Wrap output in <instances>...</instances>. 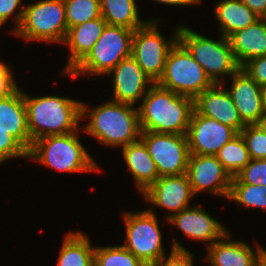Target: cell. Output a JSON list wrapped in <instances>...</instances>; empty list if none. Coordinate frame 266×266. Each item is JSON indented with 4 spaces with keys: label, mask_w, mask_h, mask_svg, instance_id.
<instances>
[{
    "label": "cell",
    "mask_w": 266,
    "mask_h": 266,
    "mask_svg": "<svg viewBox=\"0 0 266 266\" xmlns=\"http://www.w3.org/2000/svg\"><path fill=\"white\" fill-rule=\"evenodd\" d=\"M194 99L154 83L138 108L141 131L187 134Z\"/></svg>",
    "instance_id": "obj_1"
},
{
    "label": "cell",
    "mask_w": 266,
    "mask_h": 266,
    "mask_svg": "<svg viewBox=\"0 0 266 266\" xmlns=\"http://www.w3.org/2000/svg\"><path fill=\"white\" fill-rule=\"evenodd\" d=\"M86 115L90 122L84 132L103 145L124 147L140 139L139 111L132 104L111 100L90 110L81 102V119Z\"/></svg>",
    "instance_id": "obj_2"
},
{
    "label": "cell",
    "mask_w": 266,
    "mask_h": 266,
    "mask_svg": "<svg viewBox=\"0 0 266 266\" xmlns=\"http://www.w3.org/2000/svg\"><path fill=\"white\" fill-rule=\"evenodd\" d=\"M28 129L33 141L50 135H63L79 130L81 101L59 96L32 98L24 93Z\"/></svg>",
    "instance_id": "obj_3"
},
{
    "label": "cell",
    "mask_w": 266,
    "mask_h": 266,
    "mask_svg": "<svg viewBox=\"0 0 266 266\" xmlns=\"http://www.w3.org/2000/svg\"><path fill=\"white\" fill-rule=\"evenodd\" d=\"M14 19L13 33L29 42L63 44L68 31L64 0H41L26 5Z\"/></svg>",
    "instance_id": "obj_4"
},
{
    "label": "cell",
    "mask_w": 266,
    "mask_h": 266,
    "mask_svg": "<svg viewBox=\"0 0 266 266\" xmlns=\"http://www.w3.org/2000/svg\"><path fill=\"white\" fill-rule=\"evenodd\" d=\"M78 131L50 135L33 141L28 158L61 172H90L99 170L96 162L78 140Z\"/></svg>",
    "instance_id": "obj_5"
},
{
    "label": "cell",
    "mask_w": 266,
    "mask_h": 266,
    "mask_svg": "<svg viewBox=\"0 0 266 266\" xmlns=\"http://www.w3.org/2000/svg\"><path fill=\"white\" fill-rule=\"evenodd\" d=\"M220 37L219 41H215L185 26H179L178 41L203 67L214 84H224L222 79L224 75H233L241 68L229 39L223 35Z\"/></svg>",
    "instance_id": "obj_6"
},
{
    "label": "cell",
    "mask_w": 266,
    "mask_h": 266,
    "mask_svg": "<svg viewBox=\"0 0 266 266\" xmlns=\"http://www.w3.org/2000/svg\"><path fill=\"white\" fill-rule=\"evenodd\" d=\"M133 34L132 29L106 24L88 55L69 75H107L121 60L131 56Z\"/></svg>",
    "instance_id": "obj_7"
},
{
    "label": "cell",
    "mask_w": 266,
    "mask_h": 266,
    "mask_svg": "<svg viewBox=\"0 0 266 266\" xmlns=\"http://www.w3.org/2000/svg\"><path fill=\"white\" fill-rule=\"evenodd\" d=\"M157 84L193 99L214 85L203 67L179 41L169 51L163 75Z\"/></svg>",
    "instance_id": "obj_8"
},
{
    "label": "cell",
    "mask_w": 266,
    "mask_h": 266,
    "mask_svg": "<svg viewBox=\"0 0 266 266\" xmlns=\"http://www.w3.org/2000/svg\"><path fill=\"white\" fill-rule=\"evenodd\" d=\"M158 21L154 19L134 30L131 49V56L154 83L163 75L168 53L178 41L179 32L178 27L166 41L158 31Z\"/></svg>",
    "instance_id": "obj_9"
},
{
    "label": "cell",
    "mask_w": 266,
    "mask_h": 266,
    "mask_svg": "<svg viewBox=\"0 0 266 266\" xmlns=\"http://www.w3.org/2000/svg\"><path fill=\"white\" fill-rule=\"evenodd\" d=\"M126 228V244L123 246L144 264L157 262L165 253L156 215L151 209L126 212L123 215Z\"/></svg>",
    "instance_id": "obj_10"
},
{
    "label": "cell",
    "mask_w": 266,
    "mask_h": 266,
    "mask_svg": "<svg viewBox=\"0 0 266 266\" xmlns=\"http://www.w3.org/2000/svg\"><path fill=\"white\" fill-rule=\"evenodd\" d=\"M140 139L156 163L159 177L187 172L190 153L186 134L141 131Z\"/></svg>",
    "instance_id": "obj_11"
},
{
    "label": "cell",
    "mask_w": 266,
    "mask_h": 266,
    "mask_svg": "<svg viewBox=\"0 0 266 266\" xmlns=\"http://www.w3.org/2000/svg\"><path fill=\"white\" fill-rule=\"evenodd\" d=\"M239 133L228 125L192 111L187 139L190 154L216 155Z\"/></svg>",
    "instance_id": "obj_12"
},
{
    "label": "cell",
    "mask_w": 266,
    "mask_h": 266,
    "mask_svg": "<svg viewBox=\"0 0 266 266\" xmlns=\"http://www.w3.org/2000/svg\"><path fill=\"white\" fill-rule=\"evenodd\" d=\"M186 174L194 194L207 191L228 198L232 177L216 155L190 154Z\"/></svg>",
    "instance_id": "obj_13"
},
{
    "label": "cell",
    "mask_w": 266,
    "mask_h": 266,
    "mask_svg": "<svg viewBox=\"0 0 266 266\" xmlns=\"http://www.w3.org/2000/svg\"><path fill=\"white\" fill-rule=\"evenodd\" d=\"M142 195L152 205L171 211L166 216L168 220L173 214L189 208V200L195 194L185 173L159 177Z\"/></svg>",
    "instance_id": "obj_14"
},
{
    "label": "cell",
    "mask_w": 266,
    "mask_h": 266,
    "mask_svg": "<svg viewBox=\"0 0 266 266\" xmlns=\"http://www.w3.org/2000/svg\"><path fill=\"white\" fill-rule=\"evenodd\" d=\"M110 74L114 85L111 100L121 103L135 105L154 84L132 56L121 60L107 75Z\"/></svg>",
    "instance_id": "obj_15"
},
{
    "label": "cell",
    "mask_w": 266,
    "mask_h": 266,
    "mask_svg": "<svg viewBox=\"0 0 266 266\" xmlns=\"http://www.w3.org/2000/svg\"><path fill=\"white\" fill-rule=\"evenodd\" d=\"M223 86V84H214L198 95L194 99V110L240 133L246 125L242 122L230 93Z\"/></svg>",
    "instance_id": "obj_16"
},
{
    "label": "cell",
    "mask_w": 266,
    "mask_h": 266,
    "mask_svg": "<svg viewBox=\"0 0 266 266\" xmlns=\"http://www.w3.org/2000/svg\"><path fill=\"white\" fill-rule=\"evenodd\" d=\"M231 77L228 92L245 125L256 124L264 112L262 87L241 68Z\"/></svg>",
    "instance_id": "obj_17"
},
{
    "label": "cell",
    "mask_w": 266,
    "mask_h": 266,
    "mask_svg": "<svg viewBox=\"0 0 266 266\" xmlns=\"http://www.w3.org/2000/svg\"><path fill=\"white\" fill-rule=\"evenodd\" d=\"M167 221L179 227L191 239L208 241L207 247L229 232L206 211L195 205L173 214Z\"/></svg>",
    "instance_id": "obj_18"
},
{
    "label": "cell",
    "mask_w": 266,
    "mask_h": 266,
    "mask_svg": "<svg viewBox=\"0 0 266 266\" xmlns=\"http://www.w3.org/2000/svg\"><path fill=\"white\" fill-rule=\"evenodd\" d=\"M0 128L7 131L27 152L31 148L24 92L19 86L0 98Z\"/></svg>",
    "instance_id": "obj_19"
},
{
    "label": "cell",
    "mask_w": 266,
    "mask_h": 266,
    "mask_svg": "<svg viewBox=\"0 0 266 266\" xmlns=\"http://www.w3.org/2000/svg\"><path fill=\"white\" fill-rule=\"evenodd\" d=\"M229 238L230 234L227 232L207 247L206 261L211 266H255L266 255V250L259 245L255 253L246 242L228 240Z\"/></svg>",
    "instance_id": "obj_20"
},
{
    "label": "cell",
    "mask_w": 266,
    "mask_h": 266,
    "mask_svg": "<svg viewBox=\"0 0 266 266\" xmlns=\"http://www.w3.org/2000/svg\"><path fill=\"white\" fill-rule=\"evenodd\" d=\"M106 21L100 16L94 20L68 28L63 44L69 46L68 63L61 72L68 75L90 52L102 34Z\"/></svg>",
    "instance_id": "obj_21"
},
{
    "label": "cell",
    "mask_w": 266,
    "mask_h": 266,
    "mask_svg": "<svg viewBox=\"0 0 266 266\" xmlns=\"http://www.w3.org/2000/svg\"><path fill=\"white\" fill-rule=\"evenodd\" d=\"M228 39L240 66L252 58L266 55V18L234 32Z\"/></svg>",
    "instance_id": "obj_22"
},
{
    "label": "cell",
    "mask_w": 266,
    "mask_h": 266,
    "mask_svg": "<svg viewBox=\"0 0 266 266\" xmlns=\"http://www.w3.org/2000/svg\"><path fill=\"white\" fill-rule=\"evenodd\" d=\"M122 154L138 190L144 193L159 178L156 163L151 158L146 145L139 139L122 147Z\"/></svg>",
    "instance_id": "obj_23"
},
{
    "label": "cell",
    "mask_w": 266,
    "mask_h": 266,
    "mask_svg": "<svg viewBox=\"0 0 266 266\" xmlns=\"http://www.w3.org/2000/svg\"><path fill=\"white\" fill-rule=\"evenodd\" d=\"M214 7L215 16L220 24L221 35L226 38L260 19L241 0H222Z\"/></svg>",
    "instance_id": "obj_24"
},
{
    "label": "cell",
    "mask_w": 266,
    "mask_h": 266,
    "mask_svg": "<svg viewBox=\"0 0 266 266\" xmlns=\"http://www.w3.org/2000/svg\"><path fill=\"white\" fill-rule=\"evenodd\" d=\"M94 250L86 235L70 232L65 236L57 266H94Z\"/></svg>",
    "instance_id": "obj_25"
},
{
    "label": "cell",
    "mask_w": 266,
    "mask_h": 266,
    "mask_svg": "<svg viewBox=\"0 0 266 266\" xmlns=\"http://www.w3.org/2000/svg\"><path fill=\"white\" fill-rule=\"evenodd\" d=\"M100 7L108 25L135 30L148 22L139 18L136 0H100Z\"/></svg>",
    "instance_id": "obj_26"
},
{
    "label": "cell",
    "mask_w": 266,
    "mask_h": 266,
    "mask_svg": "<svg viewBox=\"0 0 266 266\" xmlns=\"http://www.w3.org/2000/svg\"><path fill=\"white\" fill-rule=\"evenodd\" d=\"M216 157L232 178L251 161L246 143L240 133L227 142L218 151Z\"/></svg>",
    "instance_id": "obj_27"
},
{
    "label": "cell",
    "mask_w": 266,
    "mask_h": 266,
    "mask_svg": "<svg viewBox=\"0 0 266 266\" xmlns=\"http://www.w3.org/2000/svg\"><path fill=\"white\" fill-rule=\"evenodd\" d=\"M94 266H147L123 245L95 247Z\"/></svg>",
    "instance_id": "obj_28"
},
{
    "label": "cell",
    "mask_w": 266,
    "mask_h": 266,
    "mask_svg": "<svg viewBox=\"0 0 266 266\" xmlns=\"http://www.w3.org/2000/svg\"><path fill=\"white\" fill-rule=\"evenodd\" d=\"M67 27L101 16L100 0H64Z\"/></svg>",
    "instance_id": "obj_29"
},
{
    "label": "cell",
    "mask_w": 266,
    "mask_h": 266,
    "mask_svg": "<svg viewBox=\"0 0 266 266\" xmlns=\"http://www.w3.org/2000/svg\"><path fill=\"white\" fill-rule=\"evenodd\" d=\"M228 199L246 208L260 207L266 210V186L231 183Z\"/></svg>",
    "instance_id": "obj_30"
},
{
    "label": "cell",
    "mask_w": 266,
    "mask_h": 266,
    "mask_svg": "<svg viewBox=\"0 0 266 266\" xmlns=\"http://www.w3.org/2000/svg\"><path fill=\"white\" fill-rule=\"evenodd\" d=\"M251 159H266V133L257 125H246L240 132Z\"/></svg>",
    "instance_id": "obj_31"
},
{
    "label": "cell",
    "mask_w": 266,
    "mask_h": 266,
    "mask_svg": "<svg viewBox=\"0 0 266 266\" xmlns=\"http://www.w3.org/2000/svg\"><path fill=\"white\" fill-rule=\"evenodd\" d=\"M231 183L266 186V159H251V161L232 178Z\"/></svg>",
    "instance_id": "obj_32"
},
{
    "label": "cell",
    "mask_w": 266,
    "mask_h": 266,
    "mask_svg": "<svg viewBox=\"0 0 266 266\" xmlns=\"http://www.w3.org/2000/svg\"><path fill=\"white\" fill-rule=\"evenodd\" d=\"M149 266H194L193 255L174 238L169 257L164 255Z\"/></svg>",
    "instance_id": "obj_33"
},
{
    "label": "cell",
    "mask_w": 266,
    "mask_h": 266,
    "mask_svg": "<svg viewBox=\"0 0 266 266\" xmlns=\"http://www.w3.org/2000/svg\"><path fill=\"white\" fill-rule=\"evenodd\" d=\"M28 157V152L10 135L0 128V164L8 159Z\"/></svg>",
    "instance_id": "obj_34"
},
{
    "label": "cell",
    "mask_w": 266,
    "mask_h": 266,
    "mask_svg": "<svg viewBox=\"0 0 266 266\" xmlns=\"http://www.w3.org/2000/svg\"><path fill=\"white\" fill-rule=\"evenodd\" d=\"M261 87L266 85V55L248 60L241 66Z\"/></svg>",
    "instance_id": "obj_35"
},
{
    "label": "cell",
    "mask_w": 266,
    "mask_h": 266,
    "mask_svg": "<svg viewBox=\"0 0 266 266\" xmlns=\"http://www.w3.org/2000/svg\"><path fill=\"white\" fill-rule=\"evenodd\" d=\"M9 68L0 61V98L10 94L18 87Z\"/></svg>",
    "instance_id": "obj_36"
},
{
    "label": "cell",
    "mask_w": 266,
    "mask_h": 266,
    "mask_svg": "<svg viewBox=\"0 0 266 266\" xmlns=\"http://www.w3.org/2000/svg\"><path fill=\"white\" fill-rule=\"evenodd\" d=\"M22 0H0V27L20 8Z\"/></svg>",
    "instance_id": "obj_37"
},
{
    "label": "cell",
    "mask_w": 266,
    "mask_h": 266,
    "mask_svg": "<svg viewBox=\"0 0 266 266\" xmlns=\"http://www.w3.org/2000/svg\"><path fill=\"white\" fill-rule=\"evenodd\" d=\"M260 18H266V0H241Z\"/></svg>",
    "instance_id": "obj_38"
},
{
    "label": "cell",
    "mask_w": 266,
    "mask_h": 266,
    "mask_svg": "<svg viewBox=\"0 0 266 266\" xmlns=\"http://www.w3.org/2000/svg\"><path fill=\"white\" fill-rule=\"evenodd\" d=\"M161 4H168L171 6H189V5H195L197 3H200L201 0H154Z\"/></svg>",
    "instance_id": "obj_39"
},
{
    "label": "cell",
    "mask_w": 266,
    "mask_h": 266,
    "mask_svg": "<svg viewBox=\"0 0 266 266\" xmlns=\"http://www.w3.org/2000/svg\"><path fill=\"white\" fill-rule=\"evenodd\" d=\"M255 125H257L262 131L266 133V109H264V112L261 114L258 122Z\"/></svg>",
    "instance_id": "obj_40"
},
{
    "label": "cell",
    "mask_w": 266,
    "mask_h": 266,
    "mask_svg": "<svg viewBox=\"0 0 266 266\" xmlns=\"http://www.w3.org/2000/svg\"><path fill=\"white\" fill-rule=\"evenodd\" d=\"M262 94H263L264 108L266 109V85L262 87Z\"/></svg>",
    "instance_id": "obj_41"
},
{
    "label": "cell",
    "mask_w": 266,
    "mask_h": 266,
    "mask_svg": "<svg viewBox=\"0 0 266 266\" xmlns=\"http://www.w3.org/2000/svg\"><path fill=\"white\" fill-rule=\"evenodd\" d=\"M255 266H266V255Z\"/></svg>",
    "instance_id": "obj_42"
}]
</instances>
